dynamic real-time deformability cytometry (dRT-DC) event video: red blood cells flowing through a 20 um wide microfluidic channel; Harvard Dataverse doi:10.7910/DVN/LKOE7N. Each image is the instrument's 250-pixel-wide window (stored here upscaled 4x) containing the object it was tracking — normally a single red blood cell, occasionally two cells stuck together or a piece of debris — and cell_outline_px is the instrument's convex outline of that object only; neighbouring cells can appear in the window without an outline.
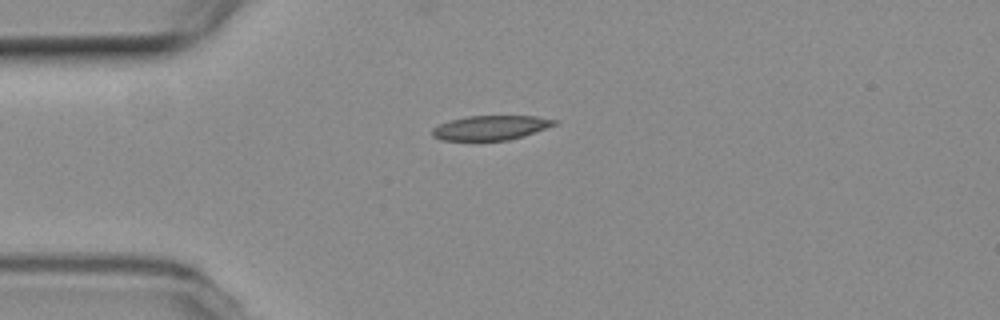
{"species": "common noctule bat (a hibernating species)", "species_latin": "Nyctalus noctula", "temperature_condition": "room temperature", "stored_images_in_passage": 10, "camera_frame_rate_fps": 3000, "um_per_image_px": 0.085, "animal": {"sex": "female", "body_mass_g": 19.3, "forearm_length_mm": 54.1}, "frame": {"image": 1, "passage_image": 1, "time_ms": 0.0, "image_size_px": [1000, 320], "cell_outline_px": [[560, 120], [556, 124], [524, 136], [508, 140], [440, 140], [432, 136], [432, 128], [440, 124], [452, 120], [468, 116], [536, 116]], "centroid_in_image_um": [41.72, 10.85], "position_along_channel_um": 43.3, "area_um2": 17.34}}
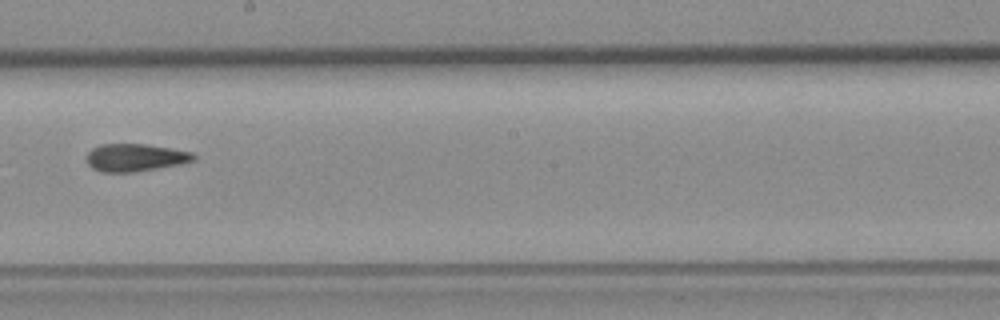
{"frame": {"image": 2, "passage_image": 6, "time_ms": 6.0, "image_size_px": [1000, 320], "cell_outline_px": [[196, 160], [180, 164], [136, 172], [100, 172], [92, 168], [88, 164], [88, 152], [92, 148], [100, 144], [144, 144], [172, 148], [192, 152], [196, 156]], "centroid_in_image_um": [11.51, 13.39], "position_along_channel_um": 236.7, "area_um2": 17.28}}
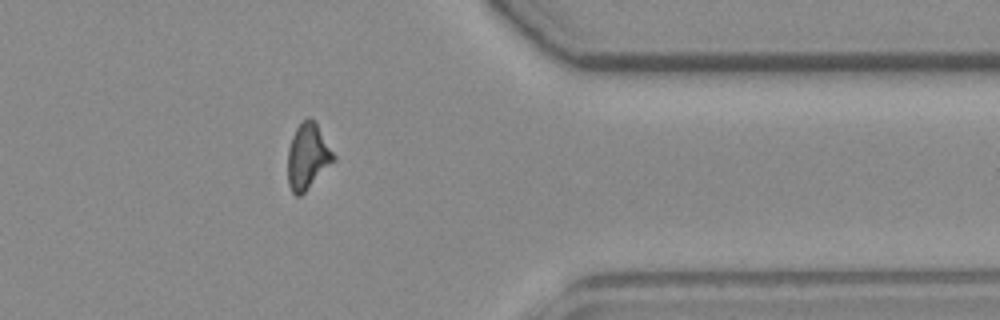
{"frame": {"image": 3, "passage_image": 10, "time_ms": 10.667, "image_size_px": [1000, 320], "cell_outline_px": [[336, 160], [300, 196], [296, 196], [292, 192], [288, 184], [288, 148], [292, 136], [296, 128], [308, 116], [316, 124], [336, 156]], "centroid_in_image_um": [26.15, 13.32], "position_along_channel_um": 385.2, "area_um2": 17.34}, "authors_computed_cell_mechanics": {"area_um2": 17.3978, "velocity_mm_per_s": 3.5542, "shape_relaxation_time_tau1_ms": null, "shape_relaxation_time_tau2_ms": 1.5709, "deformation_change_tau1": null, "deformation_change_tau2": 0.0828}}